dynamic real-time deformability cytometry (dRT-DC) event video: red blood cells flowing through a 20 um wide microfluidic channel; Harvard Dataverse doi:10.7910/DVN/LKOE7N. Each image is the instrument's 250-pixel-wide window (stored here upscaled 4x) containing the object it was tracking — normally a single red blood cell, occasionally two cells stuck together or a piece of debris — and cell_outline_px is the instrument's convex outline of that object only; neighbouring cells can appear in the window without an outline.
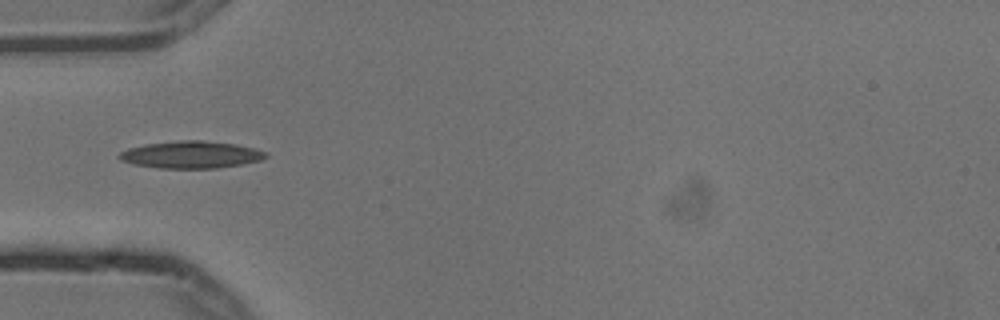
{"species": "common noctule bat (a hibernating species)", "species_latin": "Nyctalus noctula", "temperature_condition": "cold", "stored_images_in_passage": 12, "camera_frame_rate_fps": 3000, "um_per_image_px": 0.085, "animal": {"sex": "male", "body_mass_g": 13.3}, "frame": {"image": 1, "passage_image": 6, "time_ms": 1.667, "image_size_px": [1000, 320], "cell_outline_px": [[268, 156], [260, 160], [240, 164], [216, 168], [160, 168], [132, 164], [120, 160], [116, 156], [120, 152], [128, 148], [148, 144], [180, 140], [200, 140], [236, 144], [268, 152]], "centroid_in_image_um": [16.21, 13.15], "position_along_channel_um": 68.8, "area_um2": 23.06}}
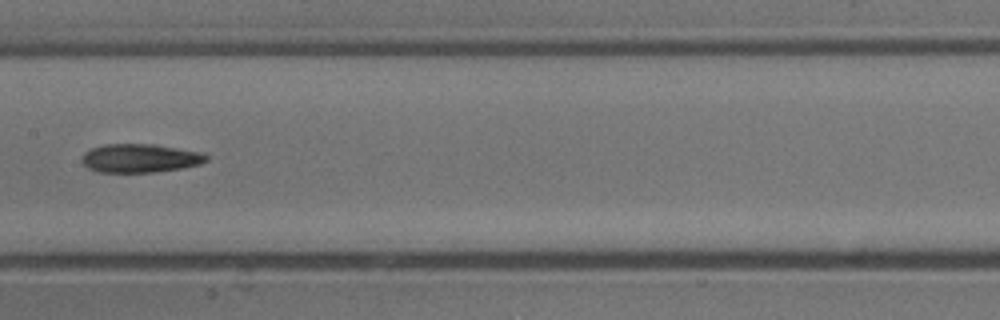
{"frame": {"image": 2, "passage_image": 9, "time_ms": 2.667, "image_size_px": [1000, 320], "cell_outline_px": [[208, 160], [200, 164], [184, 168], [156, 172], [100, 172], [88, 168], [84, 164], [84, 152], [92, 148], [104, 144], [156, 144], [200, 152], [208, 156]], "centroid_in_image_um": [11.95, 13.44], "position_along_channel_um": 195.5, "area_um2": 20.69}}
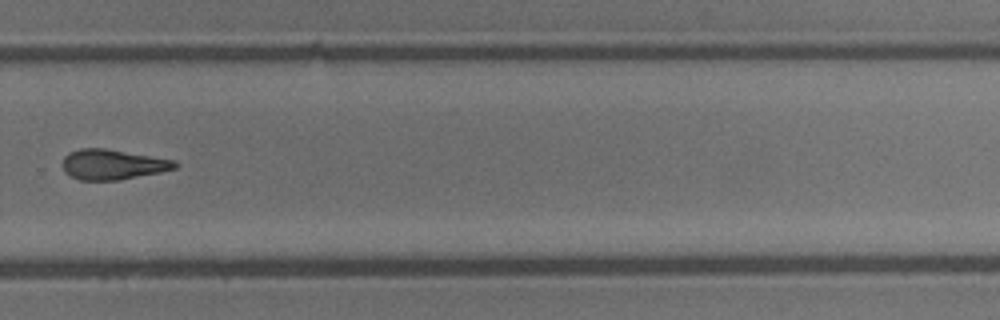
{"frame": {"image": 3, "passage_image": 12, "time_ms": 3.667, "image_size_px": [1000, 320], "cell_outline_px": [[180, 164], [176, 168], [160, 172], [120, 180], [80, 180], [68, 176], [64, 172], [64, 156], [68, 152], [80, 148], [104, 148], [176, 160]], "centroid_in_image_um": [9.58, 13.98], "position_along_channel_um": 320.2, "area_um2": 19.88}}